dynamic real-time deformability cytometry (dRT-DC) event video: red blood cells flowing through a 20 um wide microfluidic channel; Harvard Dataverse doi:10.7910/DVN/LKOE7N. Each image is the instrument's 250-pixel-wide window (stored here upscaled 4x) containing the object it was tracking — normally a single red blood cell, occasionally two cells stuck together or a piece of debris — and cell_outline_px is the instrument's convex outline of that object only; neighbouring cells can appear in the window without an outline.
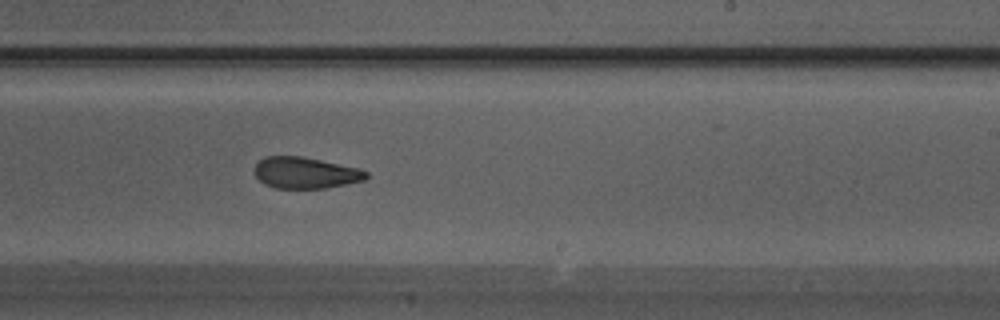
{"species": "Egyptian fruit bat (a non-hibernating species)", "species_latin": "Rousettus aegyptiacus", "temperature_condition": "warm", "stored_images_in_passage": 14, "camera_frame_rate_fps": 3000, "um_per_image_px": 0.085, "animal": {"sex": "male"}, "frame": {"image": 1, "passage_image": 14, "time_ms": 4.333, "image_size_px": [1000, 320], "cell_outline_px": [[368, 176], [364, 180], [324, 188], [276, 188], [264, 184], [252, 172], [256, 164], [264, 156], [300, 156], [320, 160], [356, 168], [368, 172]], "centroid_in_image_um": [25.9, 14.69], "position_along_channel_um": 263.1, "area_um2": 20.17}}